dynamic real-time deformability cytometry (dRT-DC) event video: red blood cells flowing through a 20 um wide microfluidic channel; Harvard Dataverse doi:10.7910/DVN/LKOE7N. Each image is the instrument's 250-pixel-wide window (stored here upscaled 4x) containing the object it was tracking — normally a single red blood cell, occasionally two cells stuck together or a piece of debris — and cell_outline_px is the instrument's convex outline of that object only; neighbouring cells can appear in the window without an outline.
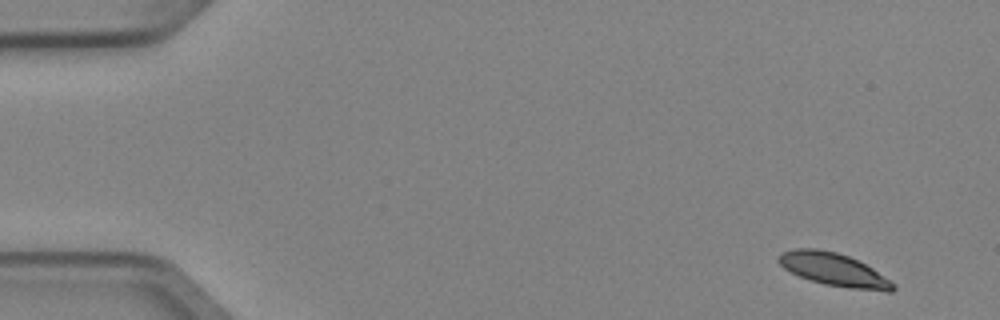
{"species": "Egyptian fruit bat (a non-hibernating species)", "species_latin": "Rousettus aegyptiacus", "temperature_condition": "cold", "stored_images_in_passage": 4, "camera_frame_rate_fps": 3000, "um_per_image_px": 0.085, "animal": {"sex": "female"}, "frame": {"image": 1, "passage_image": 1, "time_ms": 0.0, "image_size_px": [1000, 320], "cell_outline_px": [[896, 288], [892, 292], [884, 292], [848, 288], [824, 284], [800, 276], [784, 268], [776, 260], [784, 252], [796, 248], [816, 248], [836, 252], [848, 256], [872, 268], [896, 284]], "centroid_in_image_um": [70.92, 22.93], "position_along_channel_um": 14.1, "area_um2": 21.79}}